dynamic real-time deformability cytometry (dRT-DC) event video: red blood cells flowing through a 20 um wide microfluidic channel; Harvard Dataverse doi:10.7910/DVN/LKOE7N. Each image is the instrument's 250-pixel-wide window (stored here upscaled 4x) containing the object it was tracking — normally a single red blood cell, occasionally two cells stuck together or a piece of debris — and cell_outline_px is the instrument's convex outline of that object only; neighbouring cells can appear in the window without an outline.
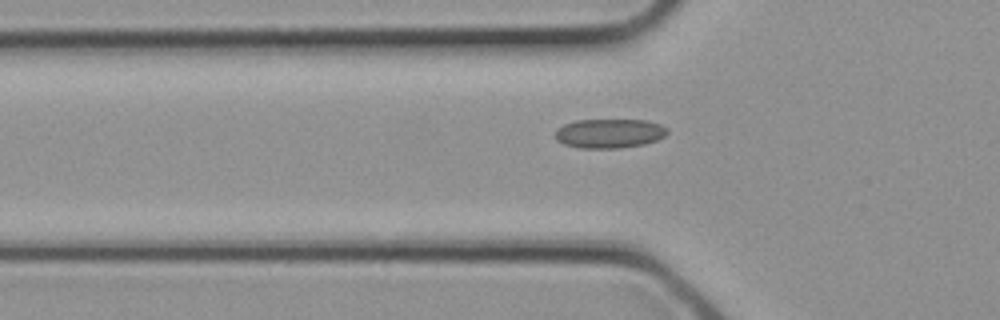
{"species": "common noctule bat (a hibernating species)", "species_latin": "Nyctalus noctula", "temperature_condition": "cold", "stored_images_in_passage": 2, "camera_frame_rate_fps": 3000, "um_per_image_px": 0.085, "animal": {"sex": "female", "body_mass_g": 21.9}, "frame": {"image": 1, "passage_image": 2, "time_ms": 0.333, "image_size_px": [1000, 320], "cell_outline_px": [[668, 132], [664, 136], [656, 140], [644, 144], [620, 148], [580, 148], [564, 144], [556, 140], [556, 128], [564, 124], [576, 120], [648, 120], [660, 124], [668, 128]], "centroid_in_image_um": [51.8, 11.33], "position_along_channel_um": 74.0, "area_um2": 19.19}}